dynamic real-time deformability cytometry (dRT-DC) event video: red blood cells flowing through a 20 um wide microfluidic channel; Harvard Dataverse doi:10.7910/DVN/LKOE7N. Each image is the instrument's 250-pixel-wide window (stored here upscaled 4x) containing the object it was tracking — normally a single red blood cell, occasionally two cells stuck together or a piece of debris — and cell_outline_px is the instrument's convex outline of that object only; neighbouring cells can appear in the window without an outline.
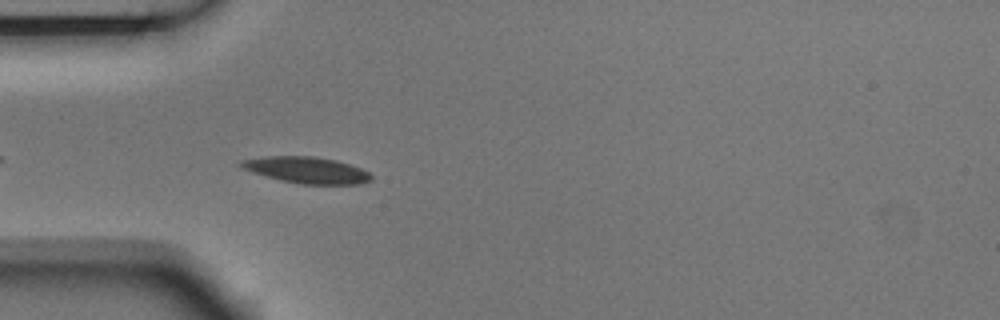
{"species": "Egyptian fruit bat (a non-hibernating species)", "species_latin": "Rousettus aegyptiacus", "temperature_condition": "room temperature", "stored_images_in_passage": 4, "camera_frame_rate_fps": 3000, "um_per_image_px": 0.085, "animal": {"sex": "male"}, "frame": {"image": 1, "passage_image": 4, "time_ms": 1.0, "image_size_px": [1000, 320], "cell_outline_px": [[372, 180], [360, 184], [300, 184], [280, 180], [252, 172], [240, 168], [236, 164], [240, 160], [264, 156], [312, 156], [336, 160], [360, 168], [368, 172], [372, 176]], "centroid_in_image_um": [26.01, 14.45], "position_along_channel_um": 59.0, "area_um2": 20.11}}